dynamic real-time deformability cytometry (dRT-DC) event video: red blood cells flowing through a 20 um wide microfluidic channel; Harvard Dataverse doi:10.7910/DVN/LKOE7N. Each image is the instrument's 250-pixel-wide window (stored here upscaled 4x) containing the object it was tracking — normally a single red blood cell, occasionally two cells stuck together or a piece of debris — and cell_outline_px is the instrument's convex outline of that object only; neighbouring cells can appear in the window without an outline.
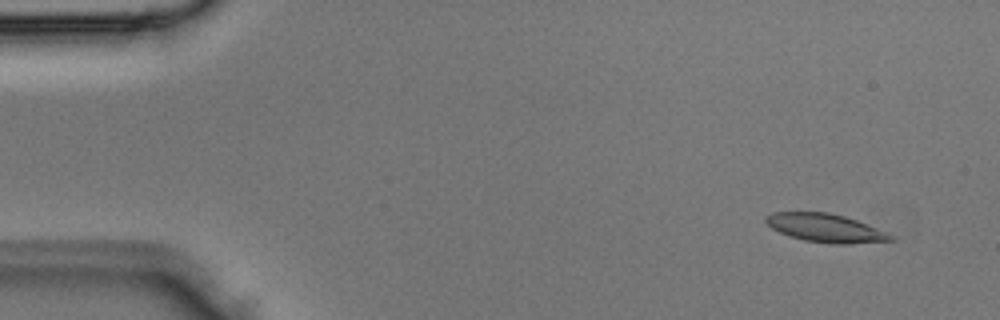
{"species": "Egyptian fruit bat (a non-hibernating species)", "species_latin": "Rousettus aegyptiacus", "temperature_condition": "room temperature", "stored_images_in_passage": 4, "segment_of_instrument_passage": [1, 2], "camera_frame_rate_fps": 3000, "um_per_image_px": 0.085, "animal": {"sex": "male"}, "frame": {"image": 1, "passage_image": 1, "time_ms": 0.0, "image_size_px": [1000, 320], "cell_outline_px": [[896, 240], [848, 244], [832, 244], [804, 240], [788, 236], [772, 228], [764, 220], [764, 216], [772, 212], [828, 212], [844, 216], [856, 220], [884, 232], [892, 236]], "centroid_in_image_um": [70.1, 19.38], "position_along_channel_um": 14.9, "area_um2": 20.46}}